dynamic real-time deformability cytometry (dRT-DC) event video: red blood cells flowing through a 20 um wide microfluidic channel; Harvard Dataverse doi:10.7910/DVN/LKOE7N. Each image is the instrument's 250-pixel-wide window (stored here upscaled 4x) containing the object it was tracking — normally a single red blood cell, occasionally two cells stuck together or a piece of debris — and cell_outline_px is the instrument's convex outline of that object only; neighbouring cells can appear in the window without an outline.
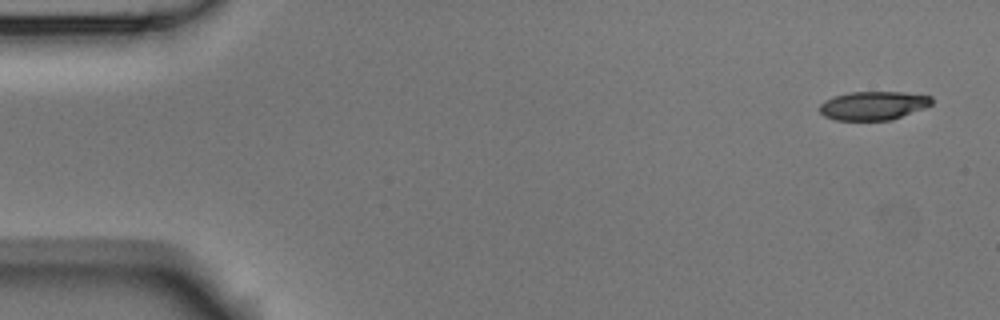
{"species": "Egyptian fruit bat (a non-hibernating species)", "species_latin": "Rousettus aegyptiacus", "temperature_condition": "room temperature", "stored_images_in_passage": 5, "camera_frame_rate_fps": 3000, "um_per_image_px": 0.085, "animal": {"sex": "male"}, "frame": {"image": 1, "passage_image": 1, "time_ms": 0.0, "image_size_px": [1000, 320], "cell_outline_px": [[932, 104], [924, 108], [892, 120], [836, 120], [824, 116], [820, 112], [820, 104], [824, 100], [832, 96], [848, 92], [904, 92], [932, 96]], "centroid_in_image_um": [74.22, 8.97], "position_along_channel_um": 10.8, "area_um2": 18.84}}